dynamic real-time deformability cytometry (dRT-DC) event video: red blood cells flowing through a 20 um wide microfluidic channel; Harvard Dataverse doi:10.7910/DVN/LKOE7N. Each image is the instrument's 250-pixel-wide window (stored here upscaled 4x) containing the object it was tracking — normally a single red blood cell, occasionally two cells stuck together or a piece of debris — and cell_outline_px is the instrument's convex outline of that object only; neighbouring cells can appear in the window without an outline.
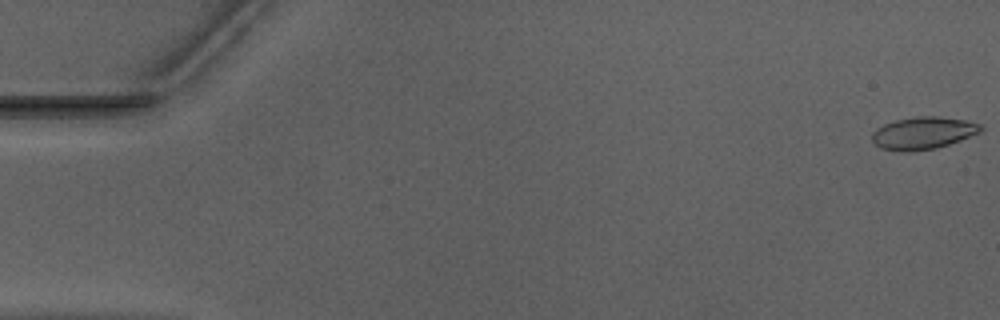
{"species": "Egyptian fruit bat (a non-hibernating species)", "species_latin": "Rousettus aegyptiacus", "temperature_condition": "warm", "stored_images_in_passage": 53, "camera_frame_rate_fps": 3000, "um_per_image_px": 0.085, "animal": {"sex": "male"}, "frame": {"image": 1, "passage_image": 1, "time_ms": 0.0, "image_size_px": [1000, 320], "cell_outline_px": [[984, 128], [980, 132], [960, 140], [936, 148], [912, 152], [900, 152], [880, 148], [872, 140], [872, 132], [876, 128], [884, 124], [896, 120], [916, 116], [936, 116], [964, 120], [980, 124]], "centroid_in_image_um": [78.43, 11.32], "position_along_channel_um": 6.6, "area_um2": 20.52}}
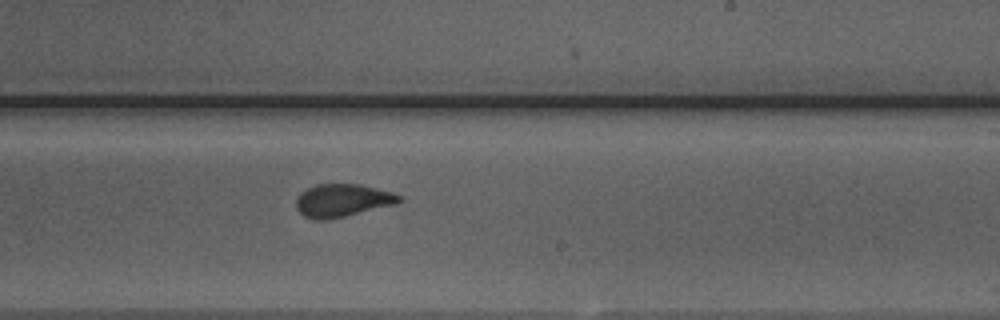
{"frame": {"image": 2, "passage_image": 32, "time_ms": 10.333, "image_size_px": [1000, 320], "cell_outline_px": [[404, 200], [396, 204], [328, 220], [312, 220], [304, 216], [296, 208], [296, 200], [300, 192], [316, 184], [360, 184], [392, 192], [400, 196]], "centroid_in_image_um": [29.09, 17.04], "position_along_channel_um": 259.9, "area_um2": 19.83}}
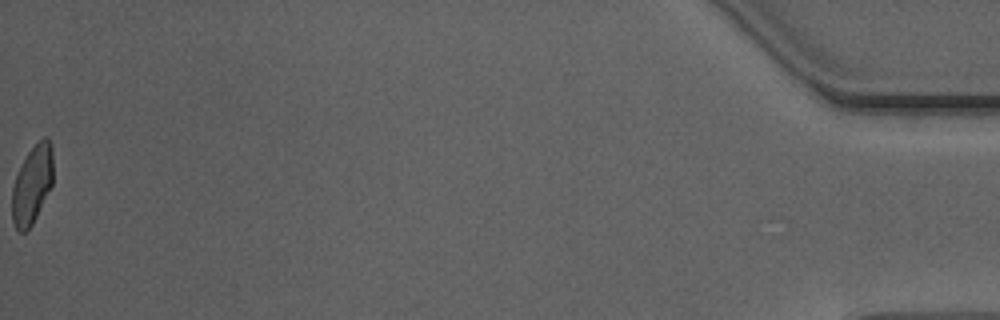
{"frame": {"image": 3, "passage_image": 53, "time_ms": 17.333, "image_size_px": [1000, 320], "cell_outline_px": [[52, 184], [32, 224], [24, 232], [20, 232], [16, 228], [12, 220], [12, 188], [16, 176], [28, 152], [44, 136], [48, 136], [52, 144]], "centroid_in_image_um": [2.73, 15.67], "position_along_channel_um": 432.5, "area_um2": 18.38}, "authors_computed_cell_mechanics": {"area_um2": 19.8254, "velocity_mm_per_s": 3.9601, "shape_relaxation_time_tau1_ms": 9.4625, "shape_relaxation_time_tau2_ms": 0.8109, "deformation_change_tau1": 0.2188, "deformation_change_tau2": 0.073}}